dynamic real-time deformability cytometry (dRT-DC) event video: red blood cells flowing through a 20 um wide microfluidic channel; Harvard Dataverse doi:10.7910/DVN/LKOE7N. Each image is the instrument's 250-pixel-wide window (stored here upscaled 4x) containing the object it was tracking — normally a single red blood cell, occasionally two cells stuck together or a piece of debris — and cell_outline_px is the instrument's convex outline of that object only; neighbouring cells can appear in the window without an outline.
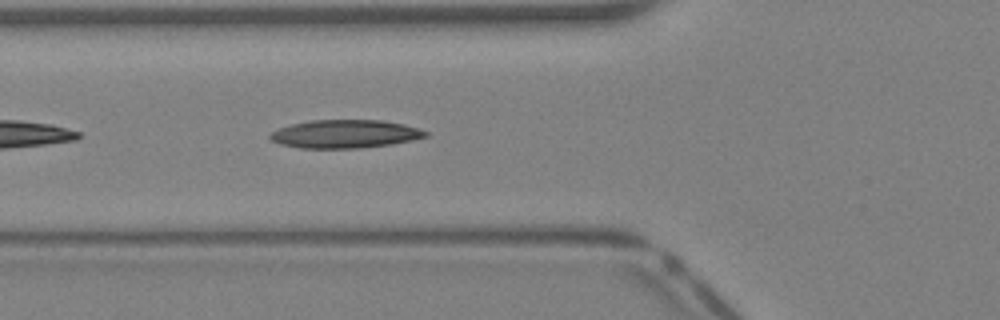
{"species": "Egyptian fruit bat (a non-hibernating species)", "species_latin": "Rousettus aegyptiacus", "temperature_condition": "warm", "stored_images_in_passage": 32, "camera_frame_rate_fps": 3000, "um_per_image_px": 0.085, "animal": {"sex": "female"}, "frame": {"image": 1, "passage_image": 10, "time_ms": 3.0, "image_size_px": [1000, 320], "cell_outline_px": [[428, 136], [412, 140], [392, 144], [360, 148], [300, 148], [280, 144], [272, 140], [268, 136], [272, 132], [280, 128], [292, 124], [312, 120], [380, 120], [404, 124], [428, 132]], "centroid_in_image_um": [29.33, 11.39], "position_along_channel_um": 96.5, "area_um2": 25.43}}
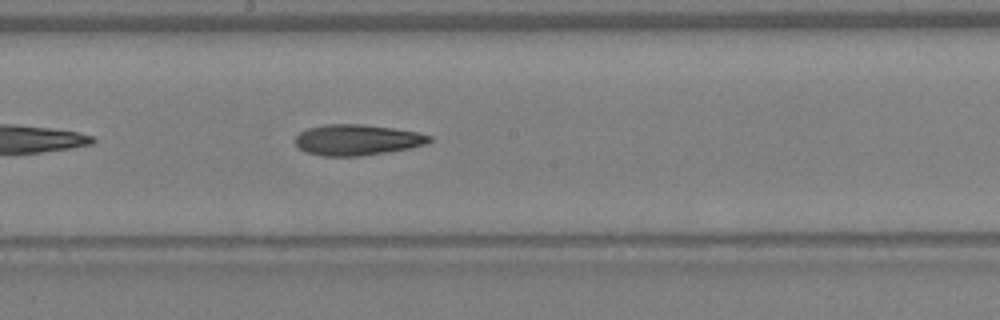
{"frame": {"image": 2, "passage_image": 17, "time_ms": 5.333, "image_size_px": [1000, 320], "cell_outline_px": [[432, 140], [428, 144], [388, 152], [360, 156], [320, 156], [304, 152], [296, 144], [296, 136], [300, 132], [308, 128], [324, 124], [360, 124], [392, 128], [416, 132], [432, 136]], "centroid_in_image_um": [30.34, 11.89], "position_along_channel_um": 217.9, "area_um2": 24.1}}
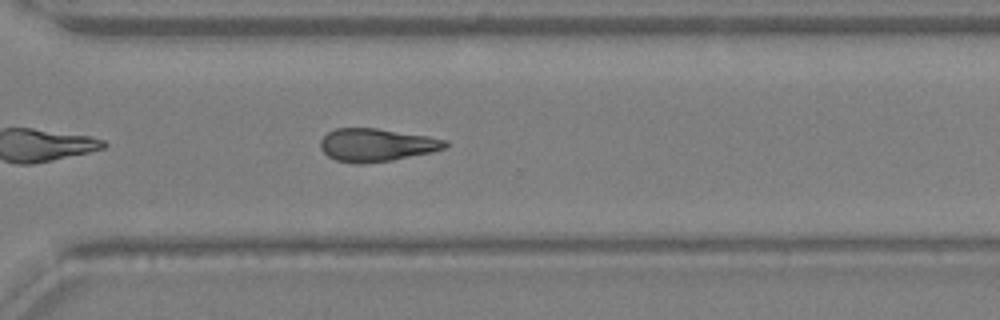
{"frame": {"image": 3, "passage_image": 24, "time_ms": 7.667, "image_size_px": [1000, 320], "cell_outline_px": [[448, 144], [444, 148], [432, 152], [392, 160], [336, 160], [328, 156], [320, 148], [320, 140], [328, 132], [336, 128], [376, 128], [428, 136], [448, 140]], "centroid_in_image_um": [32.04, 12.27], "position_along_channel_um": 338.6, "area_um2": 23.06}}